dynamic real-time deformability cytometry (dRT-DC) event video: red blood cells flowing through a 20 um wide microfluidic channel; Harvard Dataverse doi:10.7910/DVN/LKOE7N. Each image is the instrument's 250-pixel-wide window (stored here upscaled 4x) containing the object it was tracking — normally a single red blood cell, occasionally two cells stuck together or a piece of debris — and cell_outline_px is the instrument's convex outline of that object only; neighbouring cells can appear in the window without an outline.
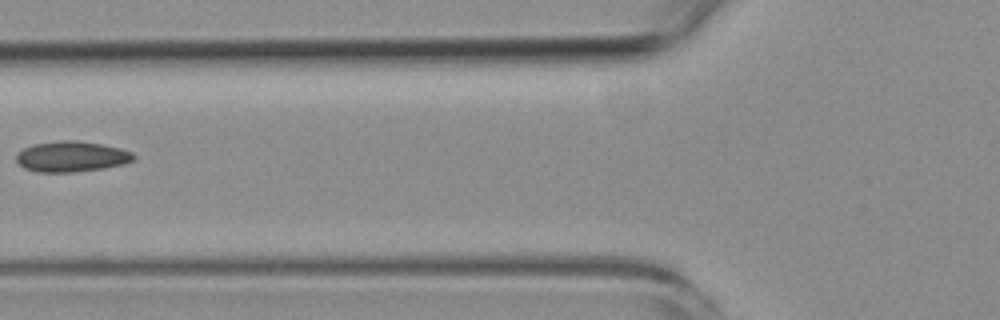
{"species": "common noctule bat (a hibernating species)", "species_latin": "Nyctalus noctula", "temperature_condition": "room temperature", "stored_images_in_passage": 5, "camera_frame_rate_fps": 3000, "um_per_image_px": 0.085, "animal": {"sex": "female", "body_mass_g": 19.3, "forearm_length_mm": 54.1}, "frame": {"image": 1, "passage_image": 5, "time_ms": 4.667, "image_size_px": [1000, 320], "cell_outline_px": [[136, 156], [132, 160], [124, 164], [104, 168], [72, 172], [36, 172], [24, 168], [16, 160], [16, 156], [24, 148], [32, 144], [60, 140], [72, 140], [100, 144], [120, 148], [132, 152]], "centroid_in_image_um": [6.07, 13.31], "position_along_channel_um": 119.7, "area_um2": 20.81}}